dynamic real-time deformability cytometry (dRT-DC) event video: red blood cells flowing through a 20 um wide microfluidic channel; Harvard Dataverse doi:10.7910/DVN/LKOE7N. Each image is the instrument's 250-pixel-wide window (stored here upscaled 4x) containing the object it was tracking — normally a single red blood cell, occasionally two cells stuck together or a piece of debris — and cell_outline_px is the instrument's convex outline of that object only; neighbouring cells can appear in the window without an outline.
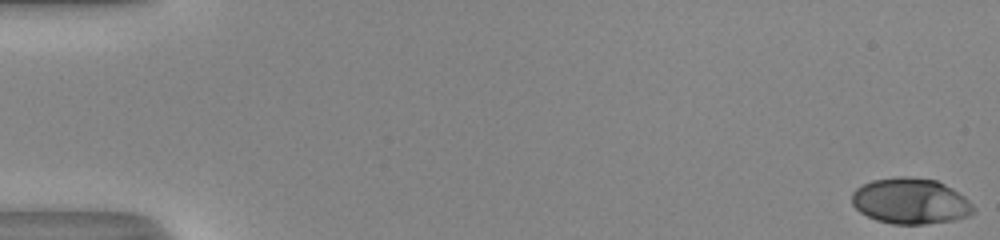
{"species": "human", "species_latin": "Homo sapiens", "temperature_condition": "room temperature", "stored_images_in_passage": 52, "camera_frame_rate_fps": 3000, "um_per_image_px": 0.085, "donor": {"sex": "male"}, "frame": {"image": 1, "passage_image": 1, "time_ms": 0.0, "image_size_px": [1000, 240], "cell_outline_px": [[976, 212], [968, 216], [952, 220], [924, 224], [892, 224], [876, 220], [860, 212], [852, 204], [852, 192], [856, 188], [872, 180], [900, 176], [908, 176], [936, 180], [952, 188], [964, 196], [976, 208]], "centroid_in_image_um": [77.4, 17.09], "position_along_channel_um": 7.6, "area_um2": 32.54}}
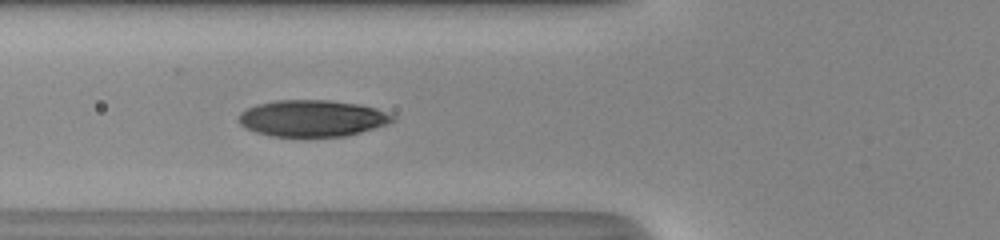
{"frame": {"image": 2, "passage_image": 21, "time_ms": 6.667, "image_size_px": [1000, 240], "cell_outline_px": [[396, 120], [388, 124], [348, 136], [272, 136], [256, 132], [244, 128], [236, 120], [240, 112], [256, 104], [276, 100], [328, 100], [360, 104], [376, 108], [396, 116]], "centroid_in_image_um": [26.54, 10.05], "position_along_channel_um": 99.3, "area_um2": 33.06}}
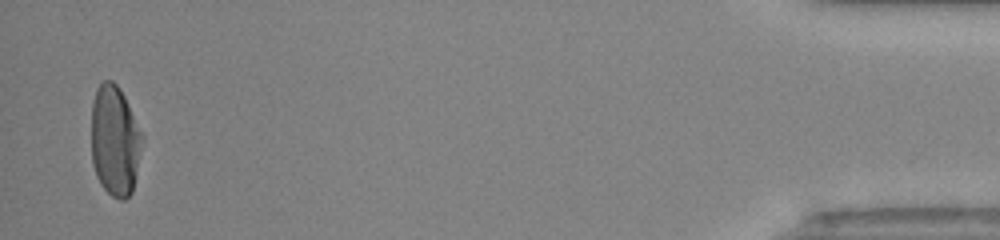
{"frame": {"image": 3, "passage_image": 51, "time_ms": 16.667, "image_size_px": [1000, 240], "cell_outline_px": [[144, 140], [132, 192], [124, 200], [120, 200], [112, 196], [100, 184], [96, 176], [92, 164], [92, 100], [96, 88], [100, 80], [112, 80], [120, 88], [144, 136]], "centroid_in_image_um": [9.76, 11.94], "position_along_channel_um": 425.4, "area_um2": 33.18}, "authors_computed_cell_mechanics": {"area_um2": 32.2235, "velocity_mm_per_s": 4.1194, "shape_relaxation_time_tau1_ms": 4.2541, "shape_relaxation_time_tau2_ms": null, "deformation_change_tau1": 0.1978, "deformation_change_tau2": null}}